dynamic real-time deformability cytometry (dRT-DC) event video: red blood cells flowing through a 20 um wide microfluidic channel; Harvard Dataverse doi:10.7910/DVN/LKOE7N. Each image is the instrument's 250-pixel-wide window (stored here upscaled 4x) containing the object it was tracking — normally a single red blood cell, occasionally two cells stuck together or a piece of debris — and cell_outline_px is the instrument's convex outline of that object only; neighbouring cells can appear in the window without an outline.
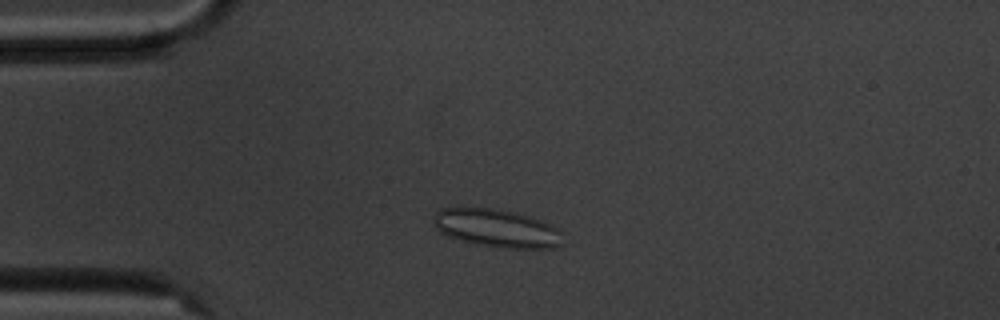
{"species": "common noctule bat (a hibernating species)", "species_latin": "Nyctalus noctula", "temperature_condition": "cold", "stored_images_in_passage": 5, "camera_frame_rate_fps": 3000, "um_per_image_px": 0.085, "animal": {"sex": "male", "body_mass_g": 20.1, "forearm_length_mm": 53.5}, "frame": {"image": 1, "passage_image": 2, "time_ms": 2.0, "image_size_px": [1000, 320], "cell_outline_px": [[564, 244], [552, 248], [500, 248], [480, 244], [448, 236], [440, 232], [436, 228], [432, 220], [432, 216], [440, 208], [492, 208], [516, 212], [552, 224], [564, 232]], "centroid_in_image_um": [42.28, 19.4], "position_along_channel_um": 42.7, "area_um2": 28.9}}
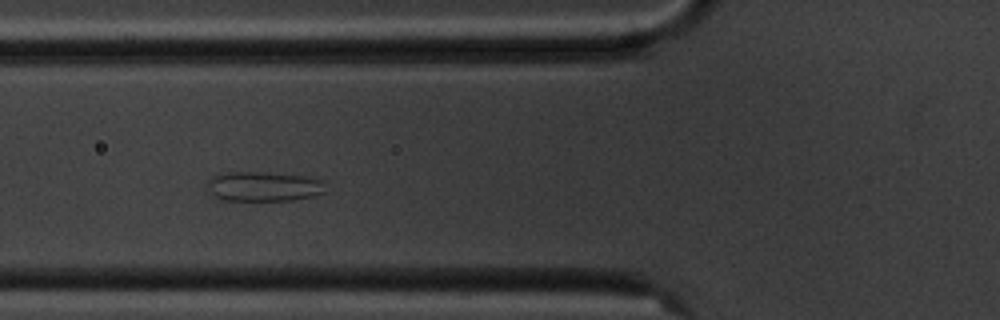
{"frame": {"image": 2, "passage_image": 4, "time_ms": 4.333, "image_size_px": [1000, 320], "cell_outline_px": [[328, 192], [316, 196], [292, 200], [224, 200], [212, 196], [208, 188], [208, 180], [212, 176], [224, 172], [260, 172], [300, 176], [324, 180]], "centroid_in_image_um": [22.44, 15.85], "position_along_channel_um": 103.4, "area_um2": 20.63}}
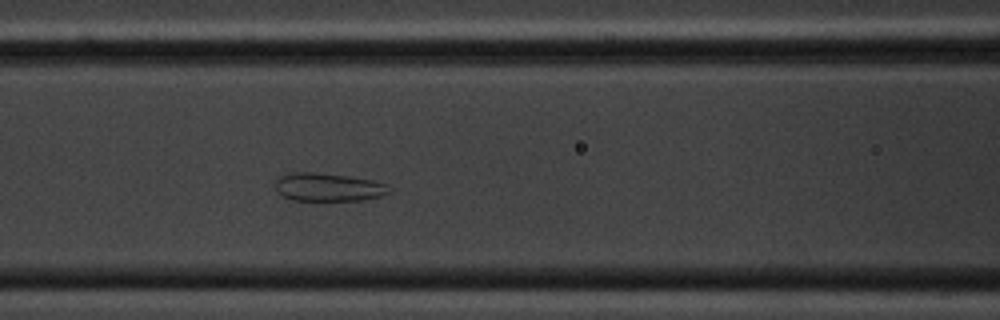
{"frame": {"image": 3, "passage_image": 5, "time_ms": 5.333, "image_size_px": [1000, 320], "cell_outline_px": [[392, 192], [380, 196], [360, 200], [292, 200], [284, 196], [276, 188], [276, 180], [280, 176], [292, 172], [316, 172], [348, 176], [372, 180], [384, 184]], "centroid_in_image_um": [27.89, 15.9], "position_along_channel_um": 138.7, "area_um2": 18.44}}